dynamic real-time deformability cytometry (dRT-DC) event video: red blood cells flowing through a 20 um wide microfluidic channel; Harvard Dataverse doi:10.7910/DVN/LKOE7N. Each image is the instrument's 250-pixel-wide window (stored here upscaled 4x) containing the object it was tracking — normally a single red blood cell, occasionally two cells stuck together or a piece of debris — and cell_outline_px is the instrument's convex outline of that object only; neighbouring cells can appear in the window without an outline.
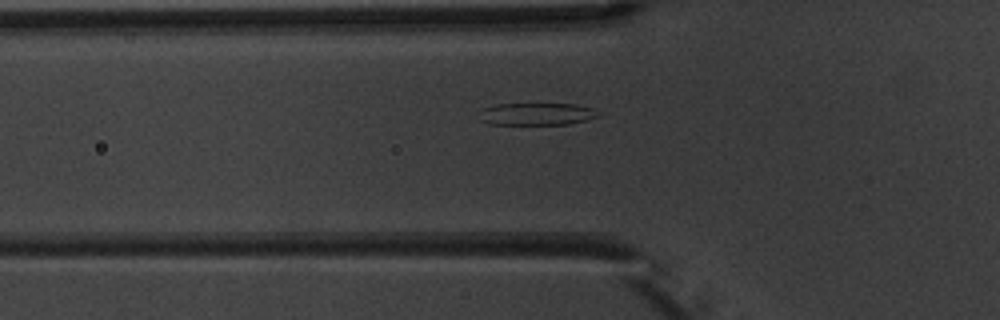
{"species": "common noctule bat (a hibernating species)", "species_latin": "Nyctalus noctula", "temperature_condition": "warm", "stored_images_in_passage": 8, "camera_frame_rate_fps": 3000, "um_per_image_px": 0.085, "animal": {"sex": "male", "body_mass_g": 20.1, "forearm_length_mm": 53.5}, "frame": {"image": 1, "passage_image": 6, "time_ms": 6.667, "image_size_px": [1000, 320], "cell_outline_px": [[600, 116], [588, 120], [568, 124], [488, 124], [480, 120], [480, 108], [496, 104], [576, 104], [592, 108]], "centroid_in_image_um": [45.58, 9.69], "position_along_channel_um": 80.2, "area_um2": 15.49}}
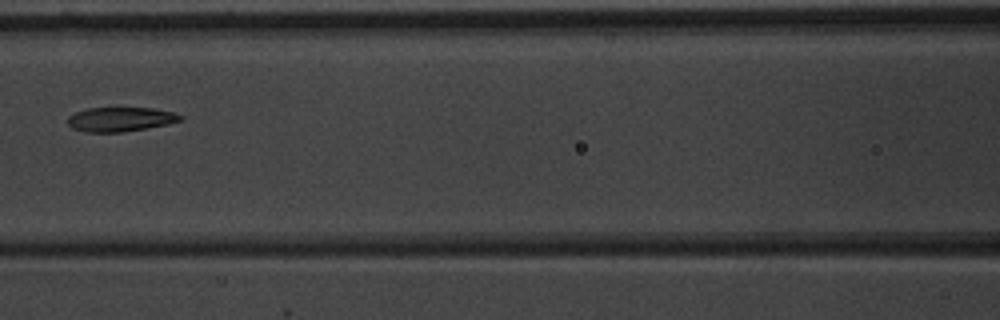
{"frame": {"image": 2, "passage_image": 8, "time_ms": 8.667, "image_size_px": [1000, 320], "cell_outline_px": [[184, 120], [168, 124], [124, 132], [84, 132], [72, 128], [68, 124], [68, 116], [76, 112], [88, 108], [112, 104], [152, 108], [172, 112], [184, 116]], "centroid_in_image_um": [10.23, 10.08], "position_along_channel_um": 156.4, "area_um2": 16.94}}